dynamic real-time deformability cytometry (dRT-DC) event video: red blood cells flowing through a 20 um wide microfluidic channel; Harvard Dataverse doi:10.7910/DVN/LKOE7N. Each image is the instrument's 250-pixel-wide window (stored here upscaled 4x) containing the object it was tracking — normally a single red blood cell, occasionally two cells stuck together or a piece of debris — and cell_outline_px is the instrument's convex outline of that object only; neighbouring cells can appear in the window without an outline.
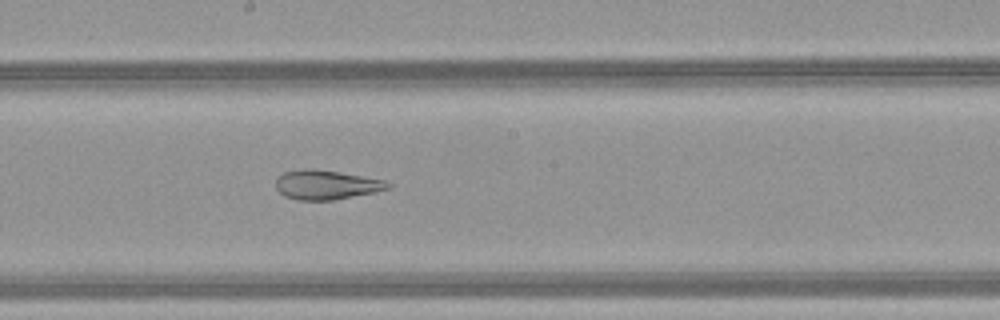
{"species": "common noctule bat (a hibernating species)", "species_latin": "Nyctalus noctula", "temperature_condition": "warm", "stored_images_in_passage": 46, "camera_frame_rate_fps": 3000, "um_per_image_px": 0.085, "animal": {"sex": "female", "body_mass_g": 21.9}, "frame": {"image": 1, "passage_image": 25, "time_ms": 8.0, "image_size_px": [1000, 320], "cell_outline_px": [[392, 184], [388, 188], [376, 192], [332, 200], [300, 200], [284, 196], [276, 188], [276, 176], [284, 172], [304, 168], [312, 168], [384, 180]], "centroid_in_image_um": [27.69, 15.71], "position_along_channel_um": 220.5, "area_um2": 19.02}}
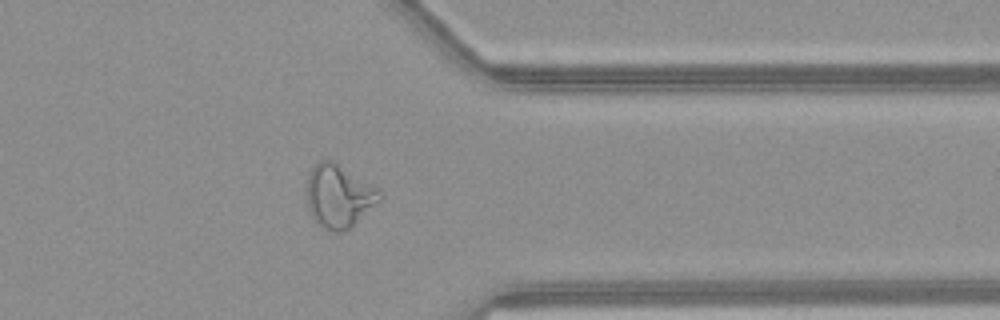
{"frame": {"image": 2, "passage_image": 37, "time_ms": 12.0, "image_size_px": [1000, 320], "cell_outline_px": [[384, 196], [380, 200], [348, 228], [340, 232], [336, 232], [324, 228], [316, 224], [308, 208], [308, 176], [312, 168], [320, 160], [332, 160], [376, 188]], "centroid_in_image_um": [28.77, 16.67], "position_along_channel_um": 382.6, "area_um2": 25.95}}
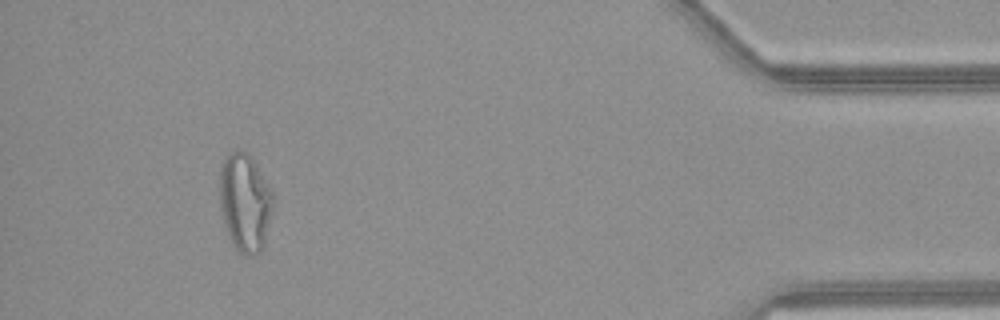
{"frame": {"image": 3, "passage_image": 43, "time_ms": 14.0, "image_size_px": [1000, 320], "cell_outline_px": [[272, 212], [264, 248], [260, 252], [252, 256], [244, 256], [232, 244], [228, 236], [224, 224], [220, 204], [220, 168], [224, 160], [232, 152], [240, 148], [248, 152], [272, 192]], "centroid_in_image_um": [20.82, 17.25], "position_along_channel_um": 414.4, "area_um2": 30.52}, "authors_computed_cell_mechanics": {"area_um2": 26.6458, "velocity_mm_per_s": 4.2027, "shape_relaxation_time_tau1_ms": null, "shape_relaxation_time_tau2_ms": 2.0509, "deformation_change_tau1": null, "deformation_change_tau2": 0.1046}}